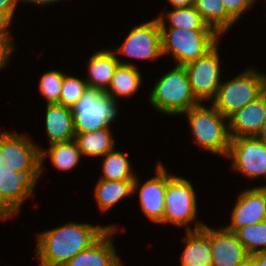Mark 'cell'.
<instances>
[{"instance_id":"6da1fadb","label":"cell","mask_w":266,"mask_h":266,"mask_svg":"<svg viewBox=\"0 0 266 266\" xmlns=\"http://www.w3.org/2000/svg\"><path fill=\"white\" fill-rule=\"evenodd\" d=\"M109 227L68 222L38 233L36 256L39 266H64L79 252L93 244Z\"/></svg>"},{"instance_id":"7a4b0ae2","label":"cell","mask_w":266,"mask_h":266,"mask_svg":"<svg viewBox=\"0 0 266 266\" xmlns=\"http://www.w3.org/2000/svg\"><path fill=\"white\" fill-rule=\"evenodd\" d=\"M162 38V53H171L178 66L196 61L204 56L219 41L220 35L215 30H183L167 28L164 16L157 17Z\"/></svg>"},{"instance_id":"3957f363","label":"cell","mask_w":266,"mask_h":266,"mask_svg":"<svg viewBox=\"0 0 266 266\" xmlns=\"http://www.w3.org/2000/svg\"><path fill=\"white\" fill-rule=\"evenodd\" d=\"M183 114L188 119L198 146L214 155L228 156L231 137L229 125L224 123L228 121V118L224 117L212 104L208 108L201 102Z\"/></svg>"},{"instance_id":"277c9868","label":"cell","mask_w":266,"mask_h":266,"mask_svg":"<svg viewBox=\"0 0 266 266\" xmlns=\"http://www.w3.org/2000/svg\"><path fill=\"white\" fill-rule=\"evenodd\" d=\"M150 104L165 115H182L200 102L193 95L184 66L176 65L155 83Z\"/></svg>"},{"instance_id":"5b68a950","label":"cell","mask_w":266,"mask_h":266,"mask_svg":"<svg viewBox=\"0 0 266 266\" xmlns=\"http://www.w3.org/2000/svg\"><path fill=\"white\" fill-rule=\"evenodd\" d=\"M266 74L247 68L235 78L221 82L212 105L226 118L260 97Z\"/></svg>"},{"instance_id":"8992f818","label":"cell","mask_w":266,"mask_h":266,"mask_svg":"<svg viewBox=\"0 0 266 266\" xmlns=\"http://www.w3.org/2000/svg\"><path fill=\"white\" fill-rule=\"evenodd\" d=\"M118 103L101 90L89 88L71 107L75 132H95L110 127L118 113Z\"/></svg>"},{"instance_id":"52a82bcc","label":"cell","mask_w":266,"mask_h":266,"mask_svg":"<svg viewBox=\"0 0 266 266\" xmlns=\"http://www.w3.org/2000/svg\"><path fill=\"white\" fill-rule=\"evenodd\" d=\"M40 151L27 135L0 132V164L25 174L35 185L41 175Z\"/></svg>"},{"instance_id":"ba28073f","label":"cell","mask_w":266,"mask_h":266,"mask_svg":"<svg viewBox=\"0 0 266 266\" xmlns=\"http://www.w3.org/2000/svg\"><path fill=\"white\" fill-rule=\"evenodd\" d=\"M196 194L192 183L186 178L174 176L167 172V188L165 193V209L163 220L159 223H171L176 226L187 227L186 230L201 229L202 221L195 223V228L189 222L197 218Z\"/></svg>"},{"instance_id":"9c48e42d","label":"cell","mask_w":266,"mask_h":266,"mask_svg":"<svg viewBox=\"0 0 266 266\" xmlns=\"http://www.w3.org/2000/svg\"><path fill=\"white\" fill-rule=\"evenodd\" d=\"M193 95L199 102L213 100L222 82L218 43L204 56L185 66Z\"/></svg>"},{"instance_id":"30bf717a","label":"cell","mask_w":266,"mask_h":266,"mask_svg":"<svg viewBox=\"0 0 266 266\" xmlns=\"http://www.w3.org/2000/svg\"><path fill=\"white\" fill-rule=\"evenodd\" d=\"M228 157L233 170L250 179H266V143L256 136L231 138Z\"/></svg>"},{"instance_id":"8fae6325","label":"cell","mask_w":266,"mask_h":266,"mask_svg":"<svg viewBox=\"0 0 266 266\" xmlns=\"http://www.w3.org/2000/svg\"><path fill=\"white\" fill-rule=\"evenodd\" d=\"M131 58L155 60L161 58V28L157 18L132 28L116 51Z\"/></svg>"},{"instance_id":"7c38bea8","label":"cell","mask_w":266,"mask_h":266,"mask_svg":"<svg viewBox=\"0 0 266 266\" xmlns=\"http://www.w3.org/2000/svg\"><path fill=\"white\" fill-rule=\"evenodd\" d=\"M34 189L35 184L25 174L0 164V219L16 216Z\"/></svg>"},{"instance_id":"4fadbf2b","label":"cell","mask_w":266,"mask_h":266,"mask_svg":"<svg viewBox=\"0 0 266 266\" xmlns=\"http://www.w3.org/2000/svg\"><path fill=\"white\" fill-rule=\"evenodd\" d=\"M156 174L144 182L141 187L139 179H134L133 193L139 190L140 208L152 222L160 223L163 220L165 209V193L167 188V170L162 162L156 165ZM139 187V188H138Z\"/></svg>"},{"instance_id":"5bb4252c","label":"cell","mask_w":266,"mask_h":266,"mask_svg":"<svg viewBox=\"0 0 266 266\" xmlns=\"http://www.w3.org/2000/svg\"><path fill=\"white\" fill-rule=\"evenodd\" d=\"M231 212L230 224L224 226L235 232L237 229L255 225L266 220V186L254 187L241 192Z\"/></svg>"},{"instance_id":"9a60e30c","label":"cell","mask_w":266,"mask_h":266,"mask_svg":"<svg viewBox=\"0 0 266 266\" xmlns=\"http://www.w3.org/2000/svg\"><path fill=\"white\" fill-rule=\"evenodd\" d=\"M213 266H239L250 254L233 231L208 226Z\"/></svg>"},{"instance_id":"2e32d148","label":"cell","mask_w":266,"mask_h":266,"mask_svg":"<svg viewBox=\"0 0 266 266\" xmlns=\"http://www.w3.org/2000/svg\"><path fill=\"white\" fill-rule=\"evenodd\" d=\"M116 227H109L93 244L79 252L64 266H125L115 251Z\"/></svg>"},{"instance_id":"e0dca14e","label":"cell","mask_w":266,"mask_h":266,"mask_svg":"<svg viewBox=\"0 0 266 266\" xmlns=\"http://www.w3.org/2000/svg\"><path fill=\"white\" fill-rule=\"evenodd\" d=\"M266 120L263 96L256 98L228 118L231 138L257 136Z\"/></svg>"},{"instance_id":"ac0fdd59","label":"cell","mask_w":266,"mask_h":266,"mask_svg":"<svg viewBox=\"0 0 266 266\" xmlns=\"http://www.w3.org/2000/svg\"><path fill=\"white\" fill-rule=\"evenodd\" d=\"M45 130L50 144L75 139L71 107L60 103L46 104Z\"/></svg>"},{"instance_id":"d6986e66","label":"cell","mask_w":266,"mask_h":266,"mask_svg":"<svg viewBox=\"0 0 266 266\" xmlns=\"http://www.w3.org/2000/svg\"><path fill=\"white\" fill-rule=\"evenodd\" d=\"M185 248L181 254V266H213L208 226L186 230Z\"/></svg>"},{"instance_id":"ffe728a7","label":"cell","mask_w":266,"mask_h":266,"mask_svg":"<svg viewBox=\"0 0 266 266\" xmlns=\"http://www.w3.org/2000/svg\"><path fill=\"white\" fill-rule=\"evenodd\" d=\"M113 50L103 49L90 56L87 65L89 77L86 80L89 88L106 92L119 60Z\"/></svg>"},{"instance_id":"44dd1931","label":"cell","mask_w":266,"mask_h":266,"mask_svg":"<svg viewBox=\"0 0 266 266\" xmlns=\"http://www.w3.org/2000/svg\"><path fill=\"white\" fill-rule=\"evenodd\" d=\"M112 76L110 85L105 92L117 101L118 97H131L139 90L142 76L138 68L130 62L120 61Z\"/></svg>"},{"instance_id":"7402d4cb","label":"cell","mask_w":266,"mask_h":266,"mask_svg":"<svg viewBox=\"0 0 266 266\" xmlns=\"http://www.w3.org/2000/svg\"><path fill=\"white\" fill-rule=\"evenodd\" d=\"M81 152L75 139L50 144L48 150L41 149V174L44 170L45 157H49L51 164L60 171L72 170L81 159Z\"/></svg>"},{"instance_id":"603a6c76","label":"cell","mask_w":266,"mask_h":266,"mask_svg":"<svg viewBox=\"0 0 266 266\" xmlns=\"http://www.w3.org/2000/svg\"><path fill=\"white\" fill-rule=\"evenodd\" d=\"M75 141L83 156L103 157L107 152L115 149L114 136L110 127L95 132H75Z\"/></svg>"},{"instance_id":"cb8c5ba5","label":"cell","mask_w":266,"mask_h":266,"mask_svg":"<svg viewBox=\"0 0 266 266\" xmlns=\"http://www.w3.org/2000/svg\"><path fill=\"white\" fill-rule=\"evenodd\" d=\"M194 8L200 13L204 22L220 36L236 23L227 12L222 0H195Z\"/></svg>"},{"instance_id":"d4e9b609","label":"cell","mask_w":266,"mask_h":266,"mask_svg":"<svg viewBox=\"0 0 266 266\" xmlns=\"http://www.w3.org/2000/svg\"><path fill=\"white\" fill-rule=\"evenodd\" d=\"M134 180H102L99 179L95 187V199L99 210L103 213L116 203L133 194Z\"/></svg>"},{"instance_id":"484cf974","label":"cell","mask_w":266,"mask_h":266,"mask_svg":"<svg viewBox=\"0 0 266 266\" xmlns=\"http://www.w3.org/2000/svg\"><path fill=\"white\" fill-rule=\"evenodd\" d=\"M114 150L115 149L107 152L103 156V175L100 179L111 181L134 180L136 178V174L132 171L131 162L123 154V152Z\"/></svg>"},{"instance_id":"4316f807","label":"cell","mask_w":266,"mask_h":266,"mask_svg":"<svg viewBox=\"0 0 266 266\" xmlns=\"http://www.w3.org/2000/svg\"><path fill=\"white\" fill-rule=\"evenodd\" d=\"M164 16L168 19V28H180L183 30H214L204 22L200 13L194 8V6L174 8L171 11H167Z\"/></svg>"},{"instance_id":"83f0119b","label":"cell","mask_w":266,"mask_h":266,"mask_svg":"<svg viewBox=\"0 0 266 266\" xmlns=\"http://www.w3.org/2000/svg\"><path fill=\"white\" fill-rule=\"evenodd\" d=\"M234 233L250 255L266 251V220L237 229Z\"/></svg>"},{"instance_id":"f1b7e54d","label":"cell","mask_w":266,"mask_h":266,"mask_svg":"<svg viewBox=\"0 0 266 266\" xmlns=\"http://www.w3.org/2000/svg\"><path fill=\"white\" fill-rule=\"evenodd\" d=\"M65 73L52 70L44 73L39 81L40 93L46 99V104L60 103L61 88Z\"/></svg>"},{"instance_id":"f546056e","label":"cell","mask_w":266,"mask_h":266,"mask_svg":"<svg viewBox=\"0 0 266 266\" xmlns=\"http://www.w3.org/2000/svg\"><path fill=\"white\" fill-rule=\"evenodd\" d=\"M89 89L85 79L64 75V81L61 88L60 104L72 107Z\"/></svg>"},{"instance_id":"4dcf8cb0","label":"cell","mask_w":266,"mask_h":266,"mask_svg":"<svg viewBox=\"0 0 266 266\" xmlns=\"http://www.w3.org/2000/svg\"><path fill=\"white\" fill-rule=\"evenodd\" d=\"M227 12L238 21L241 15L252 5L256 0H222Z\"/></svg>"},{"instance_id":"1f68e13d","label":"cell","mask_w":266,"mask_h":266,"mask_svg":"<svg viewBox=\"0 0 266 266\" xmlns=\"http://www.w3.org/2000/svg\"><path fill=\"white\" fill-rule=\"evenodd\" d=\"M19 2V0H0V15L7 17L11 21Z\"/></svg>"},{"instance_id":"d6a6232c","label":"cell","mask_w":266,"mask_h":266,"mask_svg":"<svg viewBox=\"0 0 266 266\" xmlns=\"http://www.w3.org/2000/svg\"><path fill=\"white\" fill-rule=\"evenodd\" d=\"M15 48L13 42H0V68L7 65Z\"/></svg>"},{"instance_id":"836d02e7","label":"cell","mask_w":266,"mask_h":266,"mask_svg":"<svg viewBox=\"0 0 266 266\" xmlns=\"http://www.w3.org/2000/svg\"><path fill=\"white\" fill-rule=\"evenodd\" d=\"M11 21L5 17L0 15V42H12V36L10 31L8 30Z\"/></svg>"},{"instance_id":"e575fe53","label":"cell","mask_w":266,"mask_h":266,"mask_svg":"<svg viewBox=\"0 0 266 266\" xmlns=\"http://www.w3.org/2000/svg\"><path fill=\"white\" fill-rule=\"evenodd\" d=\"M173 8L191 7L194 6L195 0H167Z\"/></svg>"},{"instance_id":"d590c367","label":"cell","mask_w":266,"mask_h":266,"mask_svg":"<svg viewBox=\"0 0 266 266\" xmlns=\"http://www.w3.org/2000/svg\"><path fill=\"white\" fill-rule=\"evenodd\" d=\"M251 256L255 259L256 266H266V251H261Z\"/></svg>"},{"instance_id":"8d00e7d4","label":"cell","mask_w":266,"mask_h":266,"mask_svg":"<svg viewBox=\"0 0 266 266\" xmlns=\"http://www.w3.org/2000/svg\"><path fill=\"white\" fill-rule=\"evenodd\" d=\"M60 0H26V3H31V4H36V5H41V6H45V5H49L50 3H56L59 2Z\"/></svg>"},{"instance_id":"74e56055","label":"cell","mask_w":266,"mask_h":266,"mask_svg":"<svg viewBox=\"0 0 266 266\" xmlns=\"http://www.w3.org/2000/svg\"><path fill=\"white\" fill-rule=\"evenodd\" d=\"M257 138L261 139L266 143V120L264 121L261 130L259 131Z\"/></svg>"},{"instance_id":"f35d334b","label":"cell","mask_w":266,"mask_h":266,"mask_svg":"<svg viewBox=\"0 0 266 266\" xmlns=\"http://www.w3.org/2000/svg\"><path fill=\"white\" fill-rule=\"evenodd\" d=\"M239 266H256L255 259L250 255L244 262H242Z\"/></svg>"},{"instance_id":"ab89813d","label":"cell","mask_w":266,"mask_h":266,"mask_svg":"<svg viewBox=\"0 0 266 266\" xmlns=\"http://www.w3.org/2000/svg\"><path fill=\"white\" fill-rule=\"evenodd\" d=\"M261 95L263 96V99H264V101L266 103V83L263 86L262 94Z\"/></svg>"}]
</instances>
